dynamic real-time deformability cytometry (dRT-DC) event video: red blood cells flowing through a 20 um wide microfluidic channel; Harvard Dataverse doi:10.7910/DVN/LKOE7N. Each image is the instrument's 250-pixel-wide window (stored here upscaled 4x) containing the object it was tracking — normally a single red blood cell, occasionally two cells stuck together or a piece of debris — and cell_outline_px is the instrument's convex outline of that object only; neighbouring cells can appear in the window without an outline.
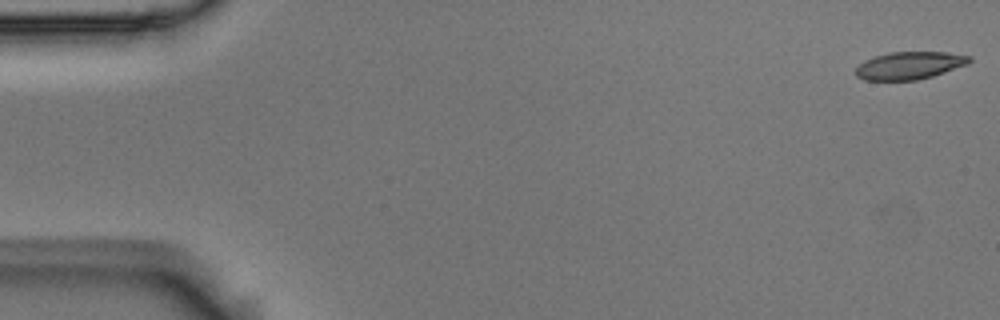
{"species": "Egyptian fruit bat (a non-hibernating species)", "species_latin": "Rousettus aegyptiacus", "temperature_condition": "room temperature", "stored_images_in_passage": 54, "camera_frame_rate_fps": 3000, "um_per_image_px": 0.085, "animal": {"sex": "male"}, "frame": {"image": 1, "passage_image": 1, "time_ms": 0.0, "image_size_px": [1000, 320], "cell_outline_px": [[972, 60], [968, 64], [932, 76], [916, 80], [864, 80], [856, 76], [856, 68], [864, 60], [872, 56], [888, 52], [948, 52], [972, 56]], "centroid_in_image_um": [77.3, 5.55], "position_along_channel_um": 7.7, "area_um2": 18.38}}
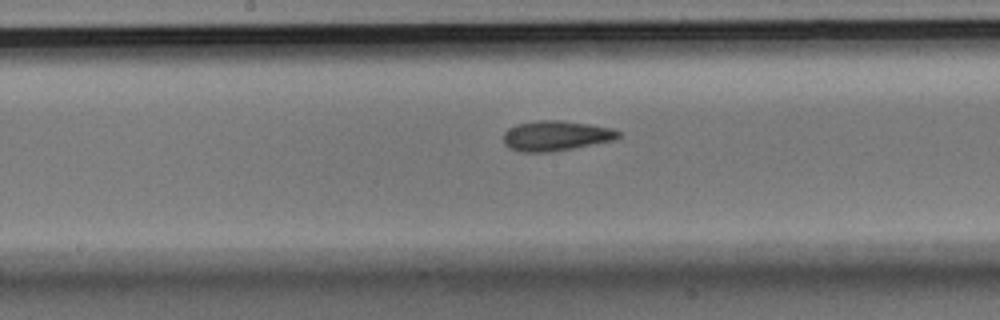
{"frame": {"image": 2, "passage_image": 28, "time_ms": 9.0, "image_size_px": [1000, 320], "cell_outline_px": [[620, 136], [616, 140], [572, 148], [548, 152], [520, 152], [508, 148], [504, 144], [504, 132], [508, 128], [516, 124], [536, 120], [560, 120], [588, 124], [612, 128], [620, 132]], "centroid_in_image_um": [47.23, 11.54], "position_along_channel_um": 201.0, "area_um2": 20.23}}
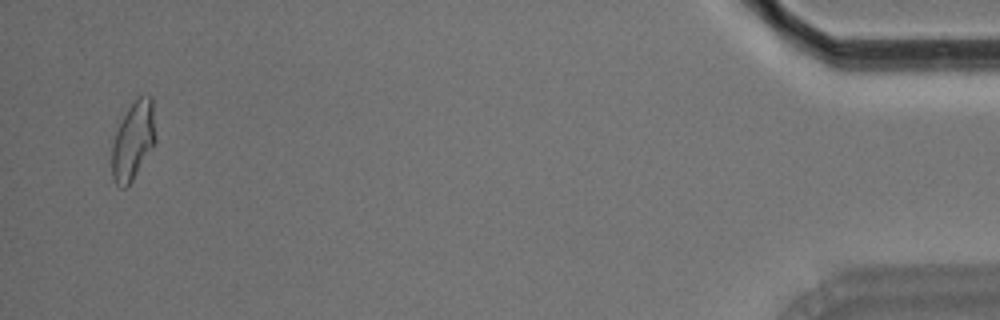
{"frame": {"image": 3, "passage_image": 53, "time_ms": 17.333, "image_size_px": [1000, 320], "cell_outline_px": [[156, 140], [152, 148], [132, 180], [124, 188], [120, 188], [112, 180], [112, 144], [116, 132], [128, 108], [140, 96], [152, 96]], "centroid_in_image_um": [11.32, 11.98], "position_along_channel_um": 423.9, "area_um2": 19.59}, "authors_computed_cell_mechanics": {"area_um2": 19.6809, "velocity_mm_per_s": 3.678, "shape_relaxation_time_tau1_ms": 6.4836, "shape_relaxation_time_tau2_ms": 2.2907, "deformation_change_tau1": 0.1879, "deformation_change_tau2": 0.0923}}